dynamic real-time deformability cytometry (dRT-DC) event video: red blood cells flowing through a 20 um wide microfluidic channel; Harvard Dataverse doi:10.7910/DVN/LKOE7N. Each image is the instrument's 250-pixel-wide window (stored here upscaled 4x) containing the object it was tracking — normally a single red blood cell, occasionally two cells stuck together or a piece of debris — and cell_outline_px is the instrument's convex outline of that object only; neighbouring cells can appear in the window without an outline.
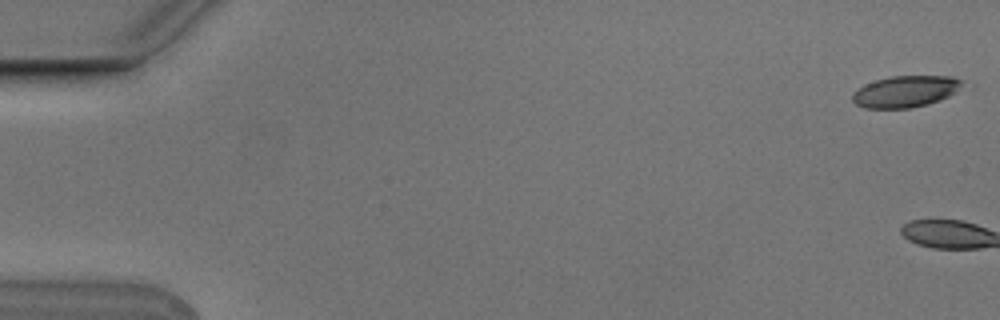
{"species": "Egyptian fruit bat (a non-hibernating species)", "species_latin": "Rousettus aegyptiacus", "temperature_condition": "cold", "stored_images_in_passage": 5, "camera_frame_rate_fps": 3000, "um_per_image_px": 0.085, "animal": {"sex": "male"}, "frame": {"image": 1, "passage_image": 1, "time_ms": 0.0, "image_size_px": [1000, 320], "cell_outline_px": [[976, 84], [972, 88], [940, 100], [928, 104], [912, 108], [868, 108], [856, 104], [852, 100], [852, 92], [864, 84], [876, 80], [892, 76], [952, 76]], "centroid_in_image_um": [77.2, 7.75], "position_along_channel_um": 7.8, "area_um2": 21.21}}